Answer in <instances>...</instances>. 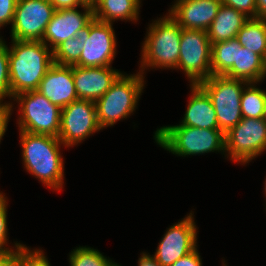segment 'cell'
<instances>
[{
  "mask_svg": "<svg viewBox=\"0 0 266 266\" xmlns=\"http://www.w3.org/2000/svg\"><path fill=\"white\" fill-rule=\"evenodd\" d=\"M122 73L106 67H80L73 65V80L78 99L96 102Z\"/></svg>",
  "mask_w": 266,
  "mask_h": 266,
  "instance_id": "obj_15",
  "label": "cell"
},
{
  "mask_svg": "<svg viewBox=\"0 0 266 266\" xmlns=\"http://www.w3.org/2000/svg\"><path fill=\"white\" fill-rule=\"evenodd\" d=\"M240 46L237 38L212 44V75H224L233 66L236 62L237 48Z\"/></svg>",
  "mask_w": 266,
  "mask_h": 266,
  "instance_id": "obj_24",
  "label": "cell"
},
{
  "mask_svg": "<svg viewBox=\"0 0 266 266\" xmlns=\"http://www.w3.org/2000/svg\"><path fill=\"white\" fill-rule=\"evenodd\" d=\"M5 197V193L0 192V254H6L9 252L17 251L25 245L15 243L14 247L9 248L8 246V227H7V206L8 201ZM15 248V250L13 249Z\"/></svg>",
  "mask_w": 266,
  "mask_h": 266,
  "instance_id": "obj_29",
  "label": "cell"
},
{
  "mask_svg": "<svg viewBox=\"0 0 266 266\" xmlns=\"http://www.w3.org/2000/svg\"><path fill=\"white\" fill-rule=\"evenodd\" d=\"M85 3H90L92 0H83Z\"/></svg>",
  "mask_w": 266,
  "mask_h": 266,
  "instance_id": "obj_42",
  "label": "cell"
},
{
  "mask_svg": "<svg viewBox=\"0 0 266 266\" xmlns=\"http://www.w3.org/2000/svg\"><path fill=\"white\" fill-rule=\"evenodd\" d=\"M22 161L28 173L49 189L60 191L64 184L63 143L58 137L19 131Z\"/></svg>",
  "mask_w": 266,
  "mask_h": 266,
  "instance_id": "obj_2",
  "label": "cell"
},
{
  "mask_svg": "<svg viewBox=\"0 0 266 266\" xmlns=\"http://www.w3.org/2000/svg\"><path fill=\"white\" fill-rule=\"evenodd\" d=\"M16 266H51L41 249H29L26 245L15 251Z\"/></svg>",
  "mask_w": 266,
  "mask_h": 266,
  "instance_id": "obj_27",
  "label": "cell"
},
{
  "mask_svg": "<svg viewBox=\"0 0 266 266\" xmlns=\"http://www.w3.org/2000/svg\"><path fill=\"white\" fill-rule=\"evenodd\" d=\"M77 8L56 10L47 24L42 42L52 51L62 42L75 37L94 18L93 8L89 3Z\"/></svg>",
  "mask_w": 266,
  "mask_h": 266,
  "instance_id": "obj_14",
  "label": "cell"
},
{
  "mask_svg": "<svg viewBox=\"0 0 266 266\" xmlns=\"http://www.w3.org/2000/svg\"><path fill=\"white\" fill-rule=\"evenodd\" d=\"M12 100L19 105V131L58 137L61 108L37 90L20 93Z\"/></svg>",
  "mask_w": 266,
  "mask_h": 266,
  "instance_id": "obj_7",
  "label": "cell"
},
{
  "mask_svg": "<svg viewBox=\"0 0 266 266\" xmlns=\"http://www.w3.org/2000/svg\"><path fill=\"white\" fill-rule=\"evenodd\" d=\"M191 96L181 123L174 126H189L201 129H219L217 116L207 93L198 85L190 84Z\"/></svg>",
  "mask_w": 266,
  "mask_h": 266,
  "instance_id": "obj_18",
  "label": "cell"
},
{
  "mask_svg": "<svg viewBox=\"0 0 266 266\" xmlns=\"http://www.w3.org/2000/svg\"><path fill=\"white\" fill-rule=\"evenodd\" d=\"M142 43L139 72L145 69H176L180 55L182 27L168 13L148 25Z\"/></svg>",
  "mask_w": 266,
  "mask_h": 266,
  "instance_id": "obj_3",
  "label": "cell"
},
{
  "mask_svg": "<svg viewBox=\"0 0 266 266\" xmlns=\"http://www.w3.org/2000/svg\"><path fill=\"white\" fill-rule=\"evenodd\" d=\"M140 7V0H101L93 8V13L95 19L109 24L118 19L137 22Z\"/></svg>",
  "mask_w": 266,
  "mask_h": 266,
  "instance_id": "obj_20",
  "label": "cell"
},
{
  "mask_svg": "<svg viewBox=\"0 0 266 266\" xmlns=\"http://www.w3.org/2000/svg\"><path fill=\"white\" fill-rule=\"evenodd\" d=\"M221 4L230 6L239 12H242L249 18L257 17L256 0H220Z\"/></svg>",
  "mask_w": 266,
  "mask_h": 266,
  "instance_id": "obj_30",
  "label": "cell"
},
{
  "mask_svg": "<svg viewBox=\"0 0 266 266\" xmlns=\"http://www.w3.org/2000/svg\"><path fill=\"white\" fill-rule=\"evenodd\" d=\"M248 83L225 75H212L198 83L209 96L216 112L219 130L224 134L242 119L241 95Z\"/></svg>",
  "mask_w": 266,
  "mask_h": 266,
  "instance_id": "obj_6",
  "label": "cell"
},
{
  "mask_svg": "<svg viewBox=\"0 0 266 266\" xmlns=\"http://www.w3.org/2000/svg\"><path fill=\"white\" fill-rule=\"evenodd\" d=\"M224 137V156L233 162L247 164L266 150V122L263 118L242 117Z\"/></svg>",
  "mask_w": 266,
  "mask_h": 266,
  "instance_id": "obj_8",
  "label": "cell"
},
{
  "mask_svg": "<svg viewBox=\"0 0 266 266\" xmlns=\"http://www.w3.org/2000/svg\"><path fill=\"white\" fill-rule=\"evenodd\" d=\"M258 83L249 82L241 95V112L244 118H263L266 91L257 87Z\"/></svg>",
  "mask_w": 266,
  "mask_h": 266,
  "instance_id": "obj_25",
  "label": "cell"
},
{
  "mask_svg": "<svg viewBox=\"0 0 266 266\" xmlns=\"http://www.w3.org/2000/svg\"><path fill=\"white\" fill-rule=\"evenodd\" d=\"M266 77V55L264 57V79Z\"/></svg>",
  "mask_w": 266,
  "mask_h": 266,
  "instance_id": "obj_39",
  "label": "cell"
},
{
  "mask_svg": "<svg viewBox=\"0 0 266 266\" xmlns=\"http://www.w3.org/2000/svg\"><path fill=\"white\" fill-rule=\"evenodd\" d=\"M222 266H227V265H226V263H224V262L222 261Z\"/></svg>",
  "mask_w": 266,
  "mask_h": 266,
  "instance_id": "obj_43",
  "label": "cell"
},
{
  "mask_svg": "<svg viewBox=\"0 0 266 266\" xmlns=\"http://www.w3.org/2000/svg\"><path fill=\"white\" fill-rule=\"evenodd\" d=\"M248 19L242 12L221 4L215 19L207 29L210 42L213 44L236 38Z\"/></svg>",
  "mask_w": 266,
  "mask_h": 266,
  "instance_id": "obj_19",
  "label": "cell"
},
{
  "mask_svg": "<svg viewBox=\"0 0 266 266\" xmlns=\"http://www.w3.org/2000/svg\"><path fill=\"white\" fill-rule=\"evenodd\" d=\"M173 224L160 240L155 254H152L161 266H171L181 257L186 256L197 246V227L194 212ZM193 212V213H192Z\"/></svg>",
  "mask_w": 266,
  "mask_h": 266,
  "instance_id": "obj_12",
  "label": "cell"
},
{
  "mask_svg": "<svg viewBox=\"0 0 266 266\" xmlns=\"http://www.w3.org/2000/svg\"><path fill=\"white\" fill-rule=\"evenodd\" d=\"M211 52L207 31L182 28L177 70L184 71L190 84L208 79L212 76Z\"/></svg>",
  "mask_w": 266,
  "mask_h": 266,
  "instance_id": "obj_9",
  "label": "cell"
},
{
  "mask_svg": "<svg viewBox=\"0 0 266 266\" xmlns=\"http://www.w3.org/2000/svg\"><path fill=\"white\" fill-rule=\"evenodd\" d=\"M236 38L243 47L264 59L266 55V19L249 18Z\"/></svg>",
  "mask_w": 266,
  "mask_h": 266,
  "instance_id": "obj_22",
  "label": "cell"
},
{
  "mask_svg": "<svg viewBox=\"0 0 266 266\" xmlns=\"http://www.w3.org/2000/svg\"><path fill=\"white\" fill-rule=\"evenodd\" d=\"M171 266H202V258L198 253V248L190 252L184 257H181Z\"/></svg>",
  "mask_w": 266,
  "mask_h": 266,
  "instance_id": "obj_33",
  "label": "cell"
},
{
  "mask_svg": "<svg viewBox=\"0 0 266 266\" xmlns=\"http://www.w3.org/2000/svg\"><path fill=\"white\" fill-rule=\"evenodd\" d=\"M154 140L169 153L182 157L215 151L226 154L224 133L219 129L168 125L154 132Z\"/></svg>",
  "mask_w": 266,
  "mask_h": 266,
  "instance_id": "obj_4",
  "label": "cell"
},
{
  "mask_svg": "<svg viewBox=\"0 0 266 266\" xmlns=\"http://www.w3.org/2000/svg\"><path fill=\"white\" fill-rule=\"evenodd\" d=\"M10 99L9 49L0 37V100Z\"/></svg>",
  "mask_w": 266,
  "mask_h": 266,
  "instance_id": "obj_28",
  "label": "cell"
},
{
  "mask_svg": "<svg viewBox=\"0 0 266 266\" xmlns=\"http://www.w3.org/2000/svg\"><path fill=\"white\" fill-rule=\"evenodd\" d=\"M257 17L266 19V0H256Z\"/></svg>",
  "mask_w": 266,
  "mask_h": 266,
  "instance_id": "obj_37",
  "label": "cell"
},
{
  "mask_svg": "<svg viewBox=\"0 0 266 266\" xmlns=\"http://www.w3.org/2000/svg\"><path fill=\"white\" fill-rule=\"evenodd\" d=\"M224 75L247 82H263L264 59L241 45L237 48L236 62Z\"/></svg>",
  "mask_w": 266,
  "mask_h": 266,
  "instance_id": "obj_21",
  "label": "cell"
},
{
  "mask_svg": "<svg viewBox=\"0 0 266 266\" xmlns=\"http://www.w3.org/2000/svg\"><path fill=\"white\" fill-rule=\"evenodd\" d=\"M9 49L10 100L20 93L38 90L54 64L53 51L42 41L12 40Z\"/></svg>",
  "mask_w": 266,
  "mask_h": 266,
  "instance_id": "obj_1",
  "label": "cell"
},
{
  "mask_svg": "<svg viewBox=\"0 0 266 266\" xmlns=\"http://www.w3.org/2000/svg\"><path fill=\"white\" fill-rule=\"evenodd\" d=\"M18 0H0V29L3 26L12 25L14 12Z\"/></svg>",
  "mask_w": 266,
  "mask_h": 266,
  "instance_id": "obj_31",
  "label": "cell"
},
{
  "mask_svg": "<svg viewBox=\"0 0 266 266\" xmlns=\"http://www.w3.org/2000/svg\"><path fill=\"white\" fill-rule=\"evenodd\" d=\"M220 6V0H176L168 13L184 29L207 31Z\"/></svg>",
  "mask_w": 266,
  "mask_h": 266,
  "instance_id": "obj_16",
  "label": "cell"
},
{
  "mask_svg": "<svg viewBox=\"0 0 266 266\" xmlns=\"http://www.w3.org/2000/svg\"><path fill=\"white\" fill-rule=\"evenodd\" d=\"M0 266H16L15 251L6 254H0Z\"/></svg>",
  "mask_w": 266,
  "mask_h": 266,
  "instance_id": "obj_36",
  "label": "cell"
},
{
  "mask_svg": "<svg viewBox=\"0 0 266 266\" xmlns=\"http://www.w3.org/2000/svg\"><path fill=\"white\" fill-rule=\"evenodd\" d=\"M70 266H115L112 259L107 258L99 250L79 246L69 254Z\"/></svg>",
  "mask_w": 266,
  "mask_h": 266,
  "instance_id": "obj_26",
  "label": "cell"
},
{
  "mask_svg": "<svg viewBox=\"0 0 266 266\" xmlns=\"http://www.w3.org/2000/svg\"><path fill=\"white\" fill-rule=\"evenodd\" d=\"M12 107V102L9 103L7 101V103H3V100H0V142L7 130L8 122L13 111Z\"/></svg>",
  "mask_w": 266,
  "mask_h": 266,
  "instance_id": "obj_32",
  "label": "cell"
},
{
  "mask_svg": "<svg viewBox=\"0 0 266 266\" xmlns=\"http://www.w3.org/2000/svg\"><path fill=\"white\" fill-rule=\"evenodd\" d=\"M264 191H265V196H266V179H265V182H264Z\"/></svg>",
  "mask_w": 266,
  "mask_h": 266,
  "instance_id": "obj_41",
  "label": "cell"
},
{
  "mask_svg": "<svg viewBox=\"0 0 266 266\" xmlns=\"http://www.w3.org/2000/svg\"><path fill=\"white\" fill-rule=\"evenodd\" d=\"M101 0H92L89 5L94 8Z\"/></svg>",
  "mask_w": 266,
  "mask_h": 266,
  "instance_id": "obj_38",
  "label": "cell"
},
{
  "mask_svg": "<svg viewBox=\"0 0 266 266\" xmlns=\"http://www.w3.org/2000/svg\"><path fill=\"white\" fill-rule=\"evenodd\" d=\"M90 23L77 36L62 42L53 50V61L58 65H74L80 58L84 43L89 37Z\"/></svg>",
  "mask_w": 266,
  "mask_h": 266,
  "instance_id": "obj_23",
  "label": "cell"
},
{
  "mask_svg": "<svg viewBox=\"0 0 266 266\" xmlns=\"http://www.w3.org/2000/svg\"><path fill=\"white\" fill-rule=\"evenodd\" d=\"M55 8V10L61 9H74L83 6L85 2L83 0H48Z\"/></svg>",
  "mask_w": 266,
  "mask_h": 266,
  "instance_id": "obj_34",
  "label": "cell"
},
{
  "mask_svg": "<svg viewBox=\"0 0 266 266\" xmlns=\"http://www.w3.org/2000/svg\"><path fill=\"white\" fill-rule=\"evenodd\" d=\"M116 44L113 24L93 18L90 22L89 37L84 43L79 60L74 65L80 67L111 66L117 52Z\"/></svg>",
  "mask_w": 266,
  "mask_h": 266,
  "instance_id": "obj_13",
  "label": "cell"
},
{
  "mask_svg": "<svg viewBox=\"0 0 266 266\" xmlns=\"http://www.w3.org/2000/svg\"><path fill=\"white\" fill-rule=\"evenodd\" d=\"M263 120L266 122V101H265V108L263 112Z\"/></svg>",
  "mask_w": 266,
  "mask_h": 266,
  "instance_id": "obj_40",
  "label": "cell"
},
{
  "mask_svg": "<svg viewBox=\"0 0 266 266\" xmlns=\"http://www.w3.org/2000/svg\"><path fill=\"white\" fill-rule=\"evenodd\" d=\"M37 91L61 109L77 100L78 96L73 80V65L54 63L42 78Z\"/></svg>",
  "mask_w": 266,
  "mask_h": 266,
  "instance_id": "obj_17",
  "label": "cell"
},
{
  "mask_svg": "<svg viewBox=\"0 0 266 266\" xmlns=\"http://www.w3.org/2000/svg\"><path fill=\"white\" fill-rule=\"evenodd\" d=\"M144 78L140 72L130 75L122 73L95 102L97 121L101 129L114 126L119 120L133 114L145 86Z\"/></svg>",
  "mask_w": 266,
  "mask_h": 266,
  "instance_id": "obj_5",
  "label": "cell"
},
{
  "mask_svg": "<svg viewBox=\"0 0 266 266\" xmlns=\"http://www.w3.org/2000/svg\"><path fill=\"white\" fill-rule=\"evenodd\" d=\"M100 130L95 102L77 99L62 108L58 139L64 147H73Z\"/></svg>",
  "mask_w": 266,
  "mask_h": 266,
  "instance_id": "obj_10",
  "label": "cell"
},
{
  "mask_svg": "<svg viewBox=\"0 0 266 266\" xmlns=\"http://www.w3.org/2000/svg\"><path fill=\"white\" fill-rule=\"evenodd\" d=\"M138 266H161L153 255L142 252L138 260Z\"/></svg>",
  "mask_w": 266,
  "mask_h": 266,
  "instance_id": "obj_35",
  "label": "cell"
},
{
  "mask_svg": "<svg viewBox=\"0 0 266 266\" xmlns=\"http://www.w3.org/2000/svg\"><path fill=\"white\" fill-rule=\"evenodd\" d=\"M55 11L48 0H18L11 25V39L42 41Z\"/></svg>",
  "mask_w": 266,
  "mask_h": 266,
  "instance_id": "obj_11",
  "label": "cell"
}]
</instances>
